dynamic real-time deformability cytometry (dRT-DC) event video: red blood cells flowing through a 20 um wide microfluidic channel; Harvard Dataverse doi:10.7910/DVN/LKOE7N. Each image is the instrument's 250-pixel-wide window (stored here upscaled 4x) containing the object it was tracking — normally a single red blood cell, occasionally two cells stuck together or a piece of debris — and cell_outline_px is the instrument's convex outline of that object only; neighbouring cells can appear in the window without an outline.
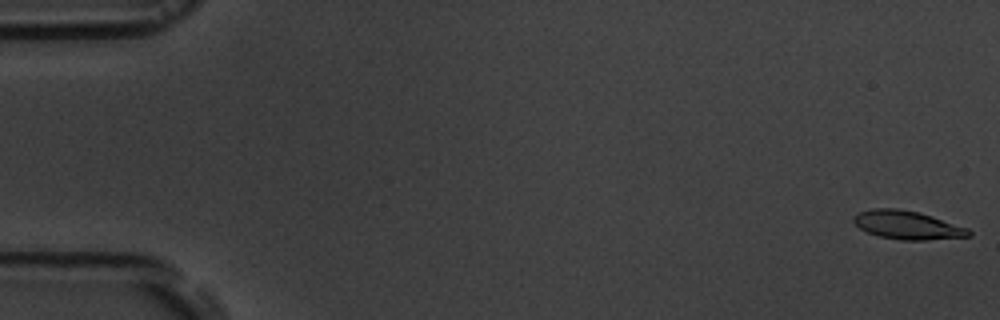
{"species": "common noctule bat (a hibernating species)", "species_latin": "Nyctalus noctula", "temperature_condition": "room temperature", "stored_images_in_passage": 9, "camera_frame_rate_fps": 3000, "um_per_image_px": 0.085, "animal": {"sex": "male", "body_mass_g": 19.5, "forearm_length_mm": 54.6}, "frame": {"image": 1, "passage_image": 1, "time_ms": 0.0, "image_size_px": [1000, 320], "cell_outline_px": [[972, 236], [924, 240], [900, 240], [880, 236], [868, 232], [860, 228], [852, 220], [852, 216], [860, 212], [872, 208], [900, 208], [920, 212], [968, 228], [972, 232]], "centroid_in_image_um": [77.13, 19.12], "position_along_channel_um": 7.9, "area_um2": 19.13}}
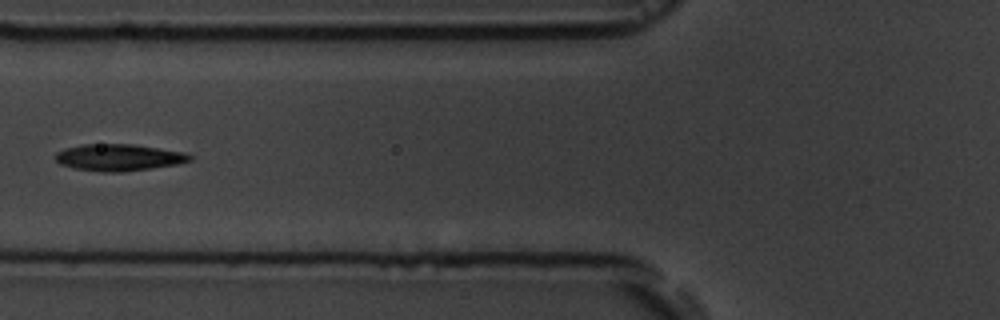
{"frame": {"image": 2, "passage_image": 7, "time_ms": 7.0, "image_size_px": [1000, 320], "cell_outline_px": [[192, 160], [176, 164], [120, 172], [100, 172], [72, 168], [60, 164], [56, 160], [56, 152], [64, 148], [80, 144], [132, 144], [184, 152], [192, 156]], "centroid_in_image_um": [10.04, 13.38], "position_along_channel_um": 115.8, "area_um2": 20.87}}
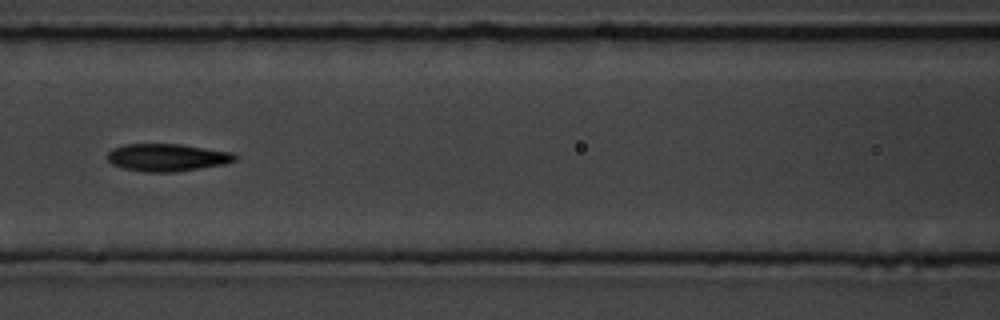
{"frame": {"image": 3, "passage_image": 8, "time_ms": 8.0, "image_size_px": [1000, 320], "cell_outline_px": [[236, 160], [224, 164], [176, 172], [144, 172], [124, 168], [112, 164], [108, 160], [108, 152], [112, 148], [128, 144], [180, 144], [232, 152], [236, 156]], "centroid_in_image_um": [14.2, 13.38], "position_along_channel_um": 152.4, "area_um2": 20.35}}